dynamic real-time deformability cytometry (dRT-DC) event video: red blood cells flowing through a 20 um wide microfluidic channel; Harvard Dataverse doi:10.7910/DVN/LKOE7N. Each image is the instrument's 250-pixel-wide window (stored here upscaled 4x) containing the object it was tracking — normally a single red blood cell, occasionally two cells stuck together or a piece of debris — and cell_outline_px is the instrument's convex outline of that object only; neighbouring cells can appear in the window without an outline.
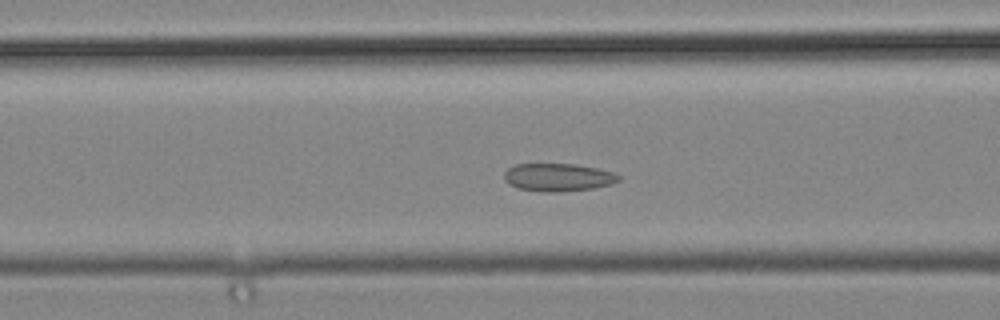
{"species": "common noctule bat (a hibernating species)", "species_latin": "Nyctalus noctula", "temperature_condition": "cold", "stored_images_in_passage": 49, "camera_frame_rate_fps": 3000, "um_per_image_px": 0.085, "animal": {"sex": "male", "body_mass_g": 19.2, "forearm_length_mm": 51.8}, "frame": {"image": 1, "passage_image": 20, "time_ms": 6.333, "image_size_px": [1000, 320], "cell_outline_px": [[620, 180], [612, 184], [592, 188], [560, 192], [544, 192], [520, 188], [508, 184], [504, 180], [504, 172], [508, 168], [516, 164], [576, 164], [596, 168], [612, 172], [620, 176]], "centroid_in_image_um": [47.42, 15.07], "position_along_channel_um": 119.2, "area_um2": 18.55}}
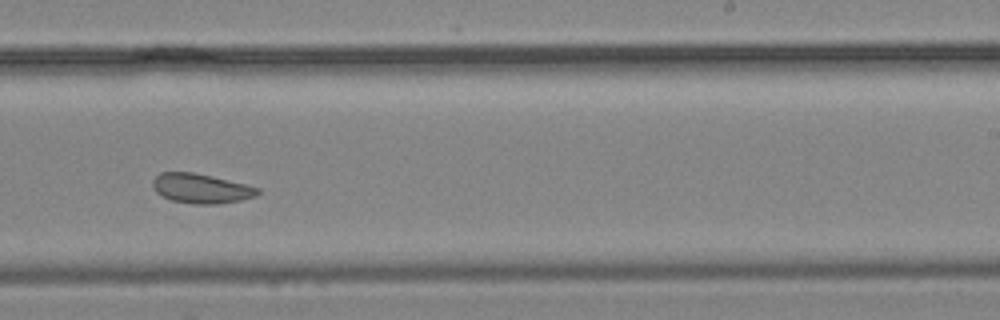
{"frame": {"image": 2, "passage_image": 31, "time_ms": 10.0, "image_size_px": [1000, 320], "cell_outline_px": [[260, 192], [256, 196], [240, 200], [220, 204], [196, 204], [172, 200], [156, 192], [152, 188], [152, 180], [160, 172], [192, 172], [212, 176], [260, 188]], "centroid_in_image_um": [17.08, 16.02], "position_along_channel_um": 271.9, "area_um2": 18.03}}
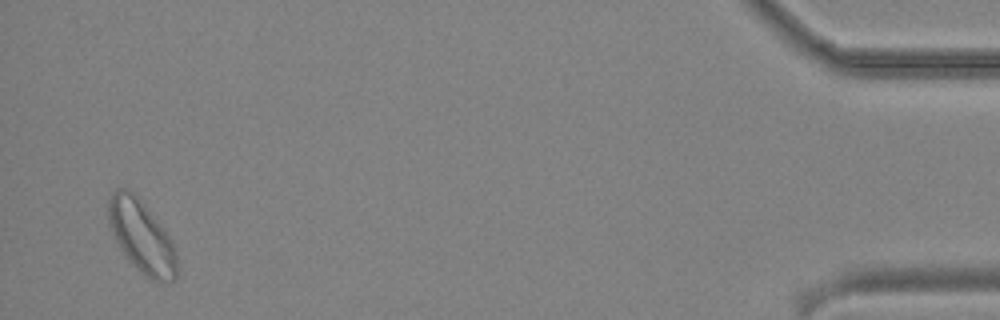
{"frame": {"image": 3, "passage_image": 48, "time_ms": 15.667, "image_size_px": [1000, 320], "cell_outline_px": [[176, 280], [160, 284], [144, 276], [128, 260], [116, 240], [108, 224], [108, 200], [112, 192], [116, 188], [128, 188], [144, 204], [160, 224], [172, 240], [176, 252]], "centroid_in_image_um": [12.03, 20.13], "position_along_channel_um": 423.2, "area_um2": 28.96}}